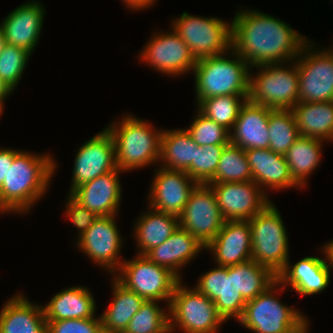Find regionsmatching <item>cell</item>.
I'll use <instances>...</instances> for the list:
<instances>
[{
    "instance_id": "obj_1",
    "label": "cell",
    "mask_w": 333,
    "mask_h": 333,
    "mask_svg": "<svg viewBox=\"0 0 333 333\" xmlns=\"http://www.w3.org/2000/svg\"><path fill=\"white\" fill-rule=\"evenodd\" d=\"M231 24L232 49L251 68L285 62L288 65L309 42L284 21L259 10L236 12Z\"/></svg>"
},
{
    "instance_id": "obj_2",
    "label": "cell",
    "mask_w": 333,
    "mask_h": 333,
    "mask_svg": "<svg viewBox=\"0 0 333 333\" xmlns=\"http://www.w3.org/2000/svg\"><path fill=\"white\" fill-rule=\"evenodd\" d=\"M48 153L31 154L19 150L0 187V208L8 213H26L47 192L56 170Z\"/></svg>"
},
{
    "instance_id": "obj_3",
    "label": "cell",
    "mask_w": 333,
    "mask_h": 333,
    "mask_svg": "<svg viewBox=\"0 0 333 333\" xmlns=\"http://www.w3.org/2000/svg\"><path fill=\"white\" fill-rule=\"evenodd\" d=\"M119 122L106 127L114 141L117 168L124 172L159 162L163 130L129 114Z\"/></svg>"
},
{
    "instance_id": "obj_4",
    "label": "cell",
    "mask_w": 333,
    "mask_h": 333,
    "mask_svg": "<svg viewBox=\"0 0 333 333\" xmlns=\"http://www.w3.org/2000/svg\"><path fill=\"white\" fill-rule=\"evenodd\" d=\"M230 52L235 59L220 54L197 60L193 72L198 104L203 99L223 95H243L248 100L250 65L233 49Z\"/></svg>"
},
{
    "instance_id": "obj_5",
    "label": "cell",
    "mask_w": 333,
    "mask_h": 333,
    "mask_svg": "<svg viewBox=\"0 0 333 333\" xmlns=\"http://www.w3.org/2000/svg\"><path fill=\"white\" fill-rule=\"evenodd\" d=\"M284 288L277 280L265 292L247 301L239 323L254 333H308L307 316L275 297V290L282 292Z\"/></svg>"
},
{
    "instance_id": "obj_6",
    "label": "cell",
    "mask_w": 333,
    "mask_h": 333,
    "mask_svg": "<svg viewBox=\"0 0 333 333\" xmlns=\"http://www.w3.org/2000/svg\"><path fill=\"white\" fill-rule=\"evenodd\" d=\"M248 221L252 260L278 275L289 262L287 231L278 209L270 202Z\"/></svg>"
},
{
    "instance_id": "obj_7",
    "label": "cell",
    "mask_w": 333,
    "mask_h": 333,
    "mask_svg": "<svg viewBox=\"0 0 333 333\" xmlns=\"http://www.w3.org/2000/svg\"><path fill=\"white\" fill-rule=\"evenodd\" d=\"M282 65L276 63L255 66L259 71L254 77L250 73V102L278 110L292 109L299 102V72L296 62L292 61V67L291 63L286 68Z\"/></svg>"
},
{
    "instance_id": "obj_8",
    "label": "cell",
    "mask_w": 333,
    "mask_h": 333,
    "mask_svg": "<svg viewBox=\"0 0 333 333\" xmlns=\"http://www.w3.org/2000/svg\"><path fill=\"white\" fill-rule=\"evenodd\" d=\"M168 310L170 333L176 327L184 333H216L225 322L214 301L195 287L183 286L182 279L175 286Z\"/></svg>"
},
{
    "instance_id": "obj_9",
    "label": "cell",
    "mask_w": 333,
    "mask_h": 333,
    "mask_svg": "<svg viewBox=\"0 0 333 333\" xmlns=\"http://www.w3.org/2000/svg\"><path fill=\"white\" fill-rule=\"evenodd\" d=\"M172 29L188 45L198 60L220 54L230 55L232 49V24L217 17H202L183 12L172 22Z\"/></svg>"
},
{
    "instance_id": "obj_10",
    "label": "cell",
    "mask_w": 333,
    "mask_h": 333,
    "mask_svg": "<svg viewBox=\"0 0 333 333\" xmlns=\"http://www.w3.org/2000/svg\"><path fill=\"white\" fill-rule=\"evenodd\" d=\"M114 276L144 300L168 301L166 307H169L175 286L180 281L168 268L138 254L132 260L123 261Z\"/></svg>"
},
{
    "instance_id": "obj_11",
    "label": "cell",
    "mask_w": 333,
    "mask_h": 333,
    "mask_svg": "<svg viewBox=\"0 0 333 333\" xmlns=\"http://www.w3.org/2000/svg\"><path fill=\"white\" fill-rule=\"evenodd\" d=\"M224 222L214 190L208 184H198L179 216V226L206 246L219 233Z\"/></svg>"
},
{
    "instance_id": "obj_12",
    "label": "cell",
    "mask_w": 333,
    "mask_h": 333,
    "mask_svg": "<svg viewBox=\"0 0 333 333\" xmlns=\"http://www.w3.org/2000/svg\"><path fill=\"white\" fill-rule=\"evenodd\" d=\"M312 48L307 42L295 59L299 72V102L331 101L333 61L324 50L313 51Z\"/></svg>"
},
{
    "instance_id": "obj_13",
    "label": "cell",
    "mask_w": 333,
    "mask_h": 333,
    "mask_svg": "<svg viewBox=\"0 0 333 333\" xmlns=\"http://www.w3.org/2000/svg\"><path fill=\"white\" fill-rule=\"evenodd\" d=\"M145 46L140 54L141 60L163 75L191 72L197 63L188 45L173 29L169 33H154Z\"/></svg>"
},
{
    "instance_id": "obj_14",
    "label": "cell",
    "mask_w": 333,
    "mask_h": 333,
    "mask_svg": "<svg viewBox=\"0 0 333 333\" xmlns=\"http://www.w3.org/2000/svg\"><path fill=\"white\" fill-rule=\"evenodd\" d=\"M122 239L115 215L98 216L91 227L77 238L76 244L94 263L115 274L123 262L119 257Z\"/></svg>"
},
{
    "instance_id": "obj_15",
    "label": "cell",
    "mask_w": 333,
    "mask_h": 333,
    "mask_svg": "<svg viewBox=\"0 0 333 333\" xmlns=\"http://www.w3.org/2000/svg\"><path fill=\"white\" fill-rule=\"evenodd\" d=\"M214 190L221 215L227 220H250L270 202L253 181L208 183Z\"/></svg>"
},
{
    "instance_id": "obj_16",
    "label": "cell",
    "mask_w": 333,
    "mask_h": 333,
    "mask_svg": "<svg viewBox=\"0 0 333 333\" xmlns=\"http://www.w3.org/2000/svg\"><path fill=\"white\" fill-rule=\"evenodd\" d=\"M77 151L69 193L74 188L117 169L115 145L107 129L87 140Z\"/></svg>"
},
{
    "instance_id": "obj_17",
    "label": "cell",
    "mask_w": 333,
    "mask_h": 333,
    "mask_svg": "<svg viewBox=\"0 0 333 333\" xmlns=\"http://www.w3.org/2000/svg\"><path fill=\"white\" fill-rule=\"evenodd\" d=\"M195 288L214 301L219 315L226 320H239L243 314L246 300L235 284V265L220 266L202 274Z\"/></svg>"
},
{
    "instance_id": "obj_18",
    "label": "cell",
    "mask_w": 333,
    "mask_h": 333,
    "mask_svg": "<svg viewBox=\"0 0 333 333\" xmlns=\"http://www.w3.org/2000/svg\"><path fill=\"white\" fill-rule=\"evenodd\" d=\"M158 169L150 186L149 208L179 217L198 184L185 171Z\"/></svg>"
},
{
    "instance_id": "obj_19",
    "label": "cell",
    "mask_w": 333,
    "mask_h": 333,
    "mask_svg": "<svg viewBox=\"0 0 333 333\" xmlns=\"http://www.w3.org/2000/svg\"><path fill=\"white\" fill-rule=\"evenodd\" d=\"M321 250L327 259L309 256L294 265L288 262L285 268L277 275L278 281L285 287L290 284L292 290L302 296L320 294L328 287L330 269L333 268L326 244Z\"/></svg>"
},
{
    "instance_id": "obj_20",
    "label": "cell",
    "mask_w": 333,
    "mask_h": 333,
    "mask_svg": "<svg viewBox=\"0 0 333 333\" xmlns=\"http://www.w3.org/2000/svg\"><path fill=\"white\" fill-rule=\"evenodd\" d=\"M220 266H234L252 259V239L248 220H227L206 248Z\"/></svg>"
},
{
    "instance_id": "obj_21",
    "label": "cell",
    "mask_w": 333,
    "mask_h": 333,
    "mask_svg": "<svg viewBox=\"0 0 333 333\" xmlns=\"http://www.w3.org/2000/svg\"><path fill=\"white\" fill-rule=\"evenodd\" d=\"M44 14V7L35 0L23 3L9 13L0 25L6 43L27 50L31 54L42 31Z\"/></svg>"
},
{
    "instance_id": "obj_22",
    "label": "cell",
    "mask_w": 333,
    "mask_h": 333,
    "mask_svg": "<svg viewBox=\"0 0 333 333\" xmlns=\"http://www.w3.org/2000/svg\"><path fill=\"white\" fill-rule=\"evenodd\" d=\"M120 171H110L74 188L70 195L97 216L117 215L121 201Z\"/></svg>"
},
{
    "instance_id": "obj_23",
    "label": "cell",
    "mask_w": 333,
    "mask_h": 333,
    "mask_svg": "<svg viewBox=\"0 0 333 333\" xmlns=\"http://www.w3.org/2000/svg\"><path fill=\"white\" fill-rule=\"evenodd\" d=\"M245 153L251 168L252 180L264 193L265 188L268 189V187L273 190L302 188L291 176L284 155L277 154L269 148L247 149Z\"/></svg>"
},
{
    "instance_id": "obj_24",
    "label": "cell",
    "mask_w": 333,
    "mask_h": 333,
    "mask_svg": "<svg viewBox=\"0 0 333 333\" xmlns=\"http://www.w3.org/2000/svg\"><path fill=\"white\" fill-rule=\"evenodd\" d=\"M271 110L246 100L241 106L233 132H230V143L244 150L269 148L268 119Z\"/></svg>"
},
{
    "instance_id": "obj_25",
    "label": "cell",
    "mask_w": 333,
    "mask_h": 333,
    "mask_svg": "<svg viewBox=\"0 0 333 333\" xmlns=\"http://www.w3.org/2000/svg\"><path fill=\"white\" fill-rule=\"evenodd\" d=\"M206 246L180 226L162 244L151 249L147 256L153 263L168 268L180 280V270ZM182 266V267H181Z\"/></svg>"
},
{
    "instance_id": "obj_26",
    "label": "cell",
    "mask_w": 333,
    "mask_h": 333,
    "mask_svg": "<svg viewBox=\"0 0 333 333\" xmlns=\"http://www.w3.org/2000/svg\"><path fill=\"white\" fill-rule=\"evenodd\" d=\"M0 333H47L43 306L14 295L0 311Z\"/></svg>"
},
{
    "instance_id": "obj_27",
    "label": "cell",
    "mask_w": 333,
    "mask_h": 333,
    "mask_svg": "<svg viewBox=\"0 0 333 333\" xmlns=\"http://www.w3.org/2000/svg\"><path fill=\"white\" fill-rule=\"evenodd\" d=\"M95 308L92 293L84 286L68 287L43 306L46 320L94 318Z\"/></svg>"
},
{
    "instance_id": "obj_28",
    "label": "cell",
    "mask_w": 333,
    "mask_h": 333,
    "mask_svg": "<svg viewBox=\"0 0 333 333\" xmlns=\"http://www.w3.org/2000/svg\"><path fill=\"white\" fill-rule=\"evenodd\" d=\"M291 111L300 136L333 141V100L298 102Z\"/></svg>"
},
{
    "instance_id": "obj_29",
    "label": "cell",
    "mask_w": 333,
    "mask_h": 333,
    "mask_svg": "<svg viewBox=\"0 0 333 333\" xmlns=\"http://www.w3.org/2000/svg\"><path fill=\"white\" fill-rule=\"evenodd\" d=\"M148 209L150 211L142 213L134 226L138 255H146L165 242L179 226V217Z\"/></svg>"
},
{
    "instance_id": "obj_30",
    "label": "cell",
    "mask_w": 333,
    "mask_h": 333,
    "mask_svg": "<svg viewBox=\"0 0 333 333\" xmlns=\"http://www.w3.org/2000/svg\"><path fill=\"white\" fill-rule=\"evenodd\" d=\"M112 280L113 301L100 316L101 324L104 333H123L145 300L122 285L115 277Z\"/></svg>"
},
{
    "instance_id": "obj_31",
    "label": "cell",
    "mask_w": 333,
    "mask_h": 333,
    "mask_svg": "<svg viewBox=\"0 0 333 333\" xmlns=\"http://www.w3.org/2000/svg\"><path fill=\"white\" fill-rule=\"evenodd\" d=\"M198 145L186 129L163 130L161 137V167L169 170L186 171L194 160Z\"/></svg>"
},
{
    "instance_id": "obj_32",
    "label": "cell",
    "mask_w": 333,
    "mask_h": 333,
    "mask_svg": "<svg viewBox=\"0 0 333 333\" xmlns=\"http://www.w3.org/2000/svg\"><path fill=\"white\" fill-rule=\"evenodd\" d=\"M324 140L300 136L285 153L291 176L301 186H305L307 178L321 162Z\"/></svg>"
},
{
    "instance_id": "obj_33",
    "label": "cell",
    "mask_w": 333,
    "mask_h": 333,
    "mask_svg": "<svg viewBox=\"0 0 333 333\" xmlns=\"http://www.w3.org/2000/svg\"><path fill=\"white\" fill-rule=\"evenodd\" d=\"M277 280V275L270 268L252 259L235 265L236 289L246 301L265 292Z\"/></svg>"
},
{
    "instance_id": "obj_34",
    "label": "cell",
    "mask_w": 333,
    "mask_h": 333,
    "mask_svg": "<svg viewBox=\"0 0 333 333\" xmlns=\"http://www.w3.org/2000/svg\"><path fill=\"white\" fill-rule=\"evenodd\" d=\"M269 149L281 155L300 137L291 109H272L268 119Z\"/></svg>"
},
{
    "instance_id": "obj_35",
    "label": "cell",
    "mask_w": 333,
    "mask_h": 333,
    "mask_svg": "<svg viewBox=\"0 0 333 333\" xmlns=\"http://www.w3.org/2000/svg\"><path fill=\"white\" fill-rule=\"evenodd\" d=\"M251 168L245 150L234 144H227L215 169V177L209 183L251 181Z\"/></svg>"
},
{
    "instance_id": "obj_36",
    "label": "cell",
    "mask_w": 333,
    "mask_h": 333,
    "mask_svg": "<svg viewBox=\"0 0 333 333\" xmlns=\"http://www.w3.org/2000/svg\"><path fill=\"white\" fill-rule=\"evenodd\" d=\"M243 95H223L203 99L198 110L230 132L238 118L241 106L246 102Z\"/></svg>"
},
{
    "instance_id": "obj_37",
    "label": "cell",
    "mask_w": 333,
    "mask_h": 333,
    "mask_svg": "<svg viewBox=\"0 0 333 333\" xmlns=\"http://www.w3.org/2000/svg\"><path fill=\"white\" fill-rule=\"evenodd\" d=\"M157 303L145 300L123 333H170L169 313Z\"/></svg>"
},
{
    "instance_id": "obj_38",
    "label": "cell",
    "mask_w": 333,
    "mask_h": 333,
    "mask_svg": "<svg viewBox=\"0 0 333 333\" xmlns=\"http://www.w3.org/2000/svg\"><path fill=\"white\" fill-rule=\"evenodd\" d=\"M186 130L198 146L227 145L230 143V131L206 117L199 110Z\"/></svg>"
},
{
    "instance_id": "obj_39",
    "label": "cell",
    "mask_w": 333,
    "mask_h": 333,
    "mask_svg": "<svg viewBox=\"0 0 333 333\" xmlns=\"http://www.w3.org/2000/svg\"><path fill=\"white\" fill-rule=\"evenodd\" d=\"M226 145L198 146L194 160L185 171L197 184H208L215 177V169Z\"/></svg>"
},
{
    "instance_id": "obj_40",
    "label": "cell",
    "mask_w": 333,
    "mask_h": 333,
    "mask_svg": "<svg viewBox=\"0 0 333 333\" xmlns=\"http://www.w3.org/2000/svg\"><path fill=\"white\" fill-rule=\"evenodd\" d=\"M31 55L22 48L7 43L4 45L0 54V79L13 90L17 87Z\"/></svg>"
},
{
    "instance_id": "obj_41",
    "label": "cell",
    "mask_w": 333,
    "mask_h": 333,
    "mask_svg": "<svg viewBox=\"0 0 333 333\" xmlns=\"http://www.w3.org/2000/svg\"><path fill=\"white\" fill-rule=\"evenodd\" d=\"M47 333H104L100 317L46 320Z\"/></svg>"
},
{
    "instance_id": "obj_42",
    "label": "cell",
    "mask_w": 333,
    "mask_h": 333,
    "mask_svg": "<svg viewBox=\"0 0 333 333\" xmlns=\"http://www.w3.org/2000/svg\"><path fill=\"white\" fill-rule=\"evenodd\" d=\"M66 203V215L78 228L79 238L91 227L97 215L76 201L70 194Z\"/></svg>"
},
{
    "instance_id": "obj_43",
    "label": "cell",
    "mask_w": 333,
    "mask_h": 333,
    "mask_svg": "<svg viewBox=\"0 0 333 333\" xmlns=\"http://www.w3.org/2000/svg\"><path fill=\"white\" fill-rule=\"evenodd\" d=\"M18 150L10 148H0V187L3 183L4 178L9 170V164L13 163L14 156L18 153Z\"/></svg>"
},
{
    "instance_id": "obj_44",
    "label": "cell",
    "mask_w": 333,
    "mask_h": 333,
    "mask_svg": "<svg viewBox=\"0 0 333 333\" xmlns=\"http://www.w3.org/2000/svg\"><path fill=\"white\" fill-rule=\"evenodd\" d=\"M155 1L156 0H123L122 2H124L128 8L138 11L149 8Z\"/></svg>"
},
{
    "instance_id": "obj_45",
    "label": "cell",
    "mask_w": 333,
    "mask_h": 333,
    "mask_svg": "<svg viewBox=\"0 0 333 333\" xmlns=\"http://www.w3.org/2000/svg\"><path fill=\"white\" fill-rule=\"evenodd\" d=\"M13 89L8 86L2 79H0V99L4 102L7 95L12 93Z\"/></svg>"
},
{
    "instance_id": "obj_46",
    "label": "cell",
    "mask_w": 333,
    "mask_h": 333,
    "mask_svg": "<svg viewBox=\"0 0 333 333\" xmlns=\"http://www.w3.org/2000/svg\"><path fill=\"white\" fill-rule=\"evenodd\" d=\"M5 44H6V40L4 37V33H3V30L0 28V54L3 51Z\"/></svg>"
},
{
    "instance_id": "obj_47",
    "label": "cell",
    "mask_w": 333,
    "mask_h": 333,
    "mask_svg": "<svg viewBox=\"0 0 333 333\" xmlns=\"http://www.w3.org/2000/svg\"><path fill=\"white\" fill-rule=\"evenodd\" d=\"M329 255H330V259L333 265V240L330 241V243H326Z\"/></svg>"
},
{
    "instance_id": "obj_48",
    "label": "cell",
    "mask_w": 333,
    "mask_h": 333,
    "mask_svg": "<svg viewBox=\"0 0 333 333\" xmlns=\"http://www.w3.org/2000/svg\"><path fill=\"white\" fill-rule=\"evenodd\" d=\"M327 54H328V56L331 58V60L333 61V49H326V50H324Z\"/></svg>"
},
{
    "instance_id": "obj_49",
    "label": "cell",
    "mask_w": 333,
    "mask_h": 333,
    "mask_svg": "<svg viewBox=\"0 0 333 333\" xmlns=\"http://www.w3.org/2000/svg\"><path fill=\"white\" fill-rule=\"evenodd\" d=\"M4 108V103H3V101L0 99V115H2V113H3V109Z\"/></svg>"
}]
</instances>
